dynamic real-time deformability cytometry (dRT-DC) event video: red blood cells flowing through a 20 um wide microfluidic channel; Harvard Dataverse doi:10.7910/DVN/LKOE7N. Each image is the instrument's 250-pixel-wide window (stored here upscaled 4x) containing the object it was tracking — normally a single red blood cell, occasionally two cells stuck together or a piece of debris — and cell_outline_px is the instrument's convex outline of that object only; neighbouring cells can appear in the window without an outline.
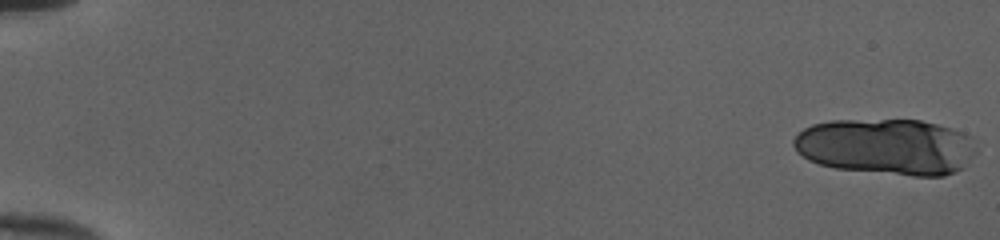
{"species": "human", "species_latin": "Homo sapiens", "temperature_condition": "cold", "stored_images_in_passage": 19, "camera_frame_rate_fps": 3000, "um_per_image_px": 0.085, "donor": {"sex": "female"}, "frame": {"image": 1, "passage_image": 1, "time_ms": 0.0, "image_size_px": [1000, 240], "cell_outline_px": [[976, 152], [964, 168], [956, 172], [944, 176], [912, 176], [836, 168], [820, 164], [808, 160], [796, 152], [792, 144], [792, 140], [804, 128], [812, 124], [832, 120], [920, 120], [952, 128], [964, 132], [972, 136]], "centroid_in_image_um": [75.37, 12.47], "position_along_channel_um": 9.6, "area_um2": 60.29}}